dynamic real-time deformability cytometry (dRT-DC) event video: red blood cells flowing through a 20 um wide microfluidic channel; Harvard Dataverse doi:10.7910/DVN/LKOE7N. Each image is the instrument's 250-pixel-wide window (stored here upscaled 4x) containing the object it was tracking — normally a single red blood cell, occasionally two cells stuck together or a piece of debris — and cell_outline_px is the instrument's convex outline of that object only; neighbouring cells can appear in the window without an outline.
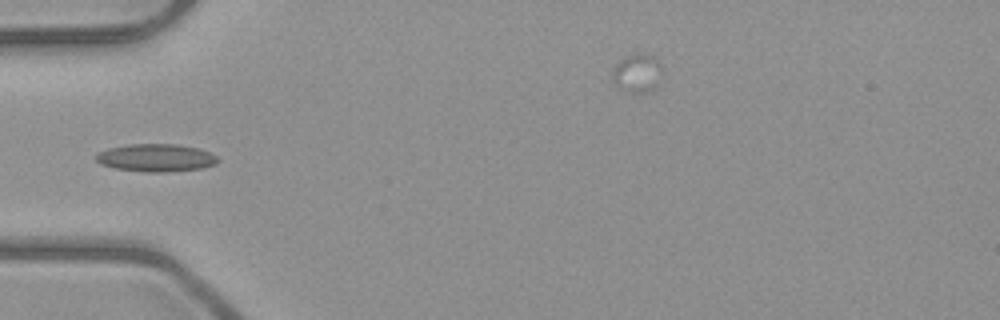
{"species": "common noctule bat (a hibernating species)", "species_latin": "Nyctalus noctula", "temperature_condition": "room temperature", "stored_images_in_passage": 6, "camera_frame_rate_fps": 3000, "um_per_image_px": 0.085, "animal": {"sex": "male", "body_mass_g": 23.1, "forearm_length_mm": 52.7}, "frame": {"image": 1, "passage_image": 5, "time_ms": 5.333, "image_size_px": [1000, 320], "cell_outline_px": [[220, 160], [216, 164], [204, 168], [168, 172], [144, 172], [116, 168], [100, 164], [96, 160], [96, 156], [100, 152], [108, 148], [128, 144], [176, 144], [200, 148], [216, 156]], "centroid_in_image_um": [13.3, 13.41], "position_along_channel_um": 71.7, "area_um2": 19.77}}